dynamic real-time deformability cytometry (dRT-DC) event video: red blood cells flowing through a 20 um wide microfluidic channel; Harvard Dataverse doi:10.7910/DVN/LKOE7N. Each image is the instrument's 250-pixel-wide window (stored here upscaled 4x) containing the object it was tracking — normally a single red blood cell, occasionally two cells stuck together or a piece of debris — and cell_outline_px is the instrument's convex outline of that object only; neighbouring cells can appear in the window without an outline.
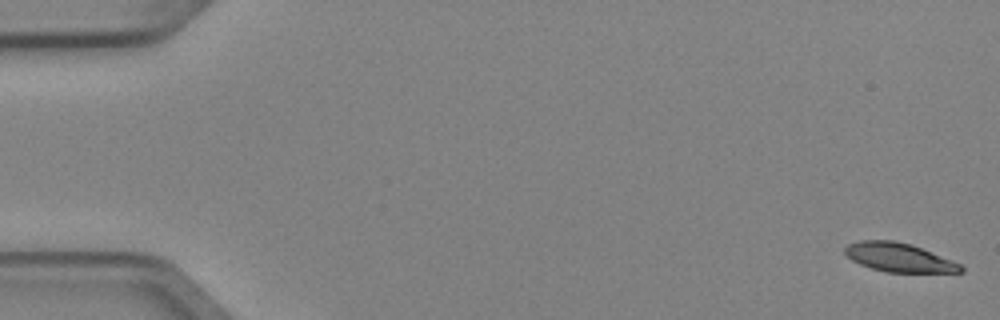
{"species": "Egyptian fruit bat (a non-hibernating species)", "species_latin": "Rousettus aegyptiacus", "temperature_condition": "cold", "stored_images_in_passage": 5, "camera_frame_rate_fps": 3000, "um_per_image_px": 0.085, "animal": {"sex": "female"}, "frame": {"image": 1, "passage_image": 1, "time_ms": 0.0, "image_size_px": [1000, 320], "cell_outline_px": [[964, 272], [888, 272], [872, 268], [860, 264], [852, 260], [844, 252], [844, 248], [848, 244], [860, 240], [892, 240], [908, 244], [920, 248], [960, 264], [964, 268]], "centroid_in_image_um": [76.37, 21.88], "position_along_channel_um": 8.6, "area_um2": 19.02}}
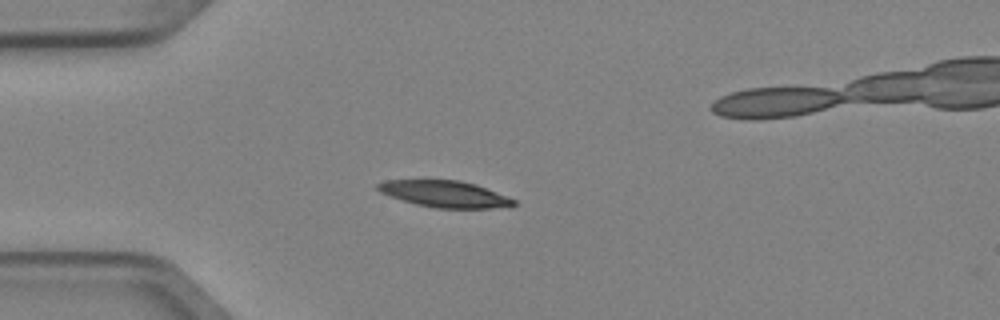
{"frame": {"image": 2, "passage_image": 4, "time_ms": 1.0, "image_size_px": [1000, 320], "cell_outline_px": [[516, 204], [492, 208], [436, 208], [416, 204], [380, 192], [376, 188], [376, 184], [384, 180], [460, 180], [476, 184], [516, 200]], "centroid_in_image_um": [37.78, 16.48], "position_along_channel_um": 47.2, "area_um2": 20.75}}